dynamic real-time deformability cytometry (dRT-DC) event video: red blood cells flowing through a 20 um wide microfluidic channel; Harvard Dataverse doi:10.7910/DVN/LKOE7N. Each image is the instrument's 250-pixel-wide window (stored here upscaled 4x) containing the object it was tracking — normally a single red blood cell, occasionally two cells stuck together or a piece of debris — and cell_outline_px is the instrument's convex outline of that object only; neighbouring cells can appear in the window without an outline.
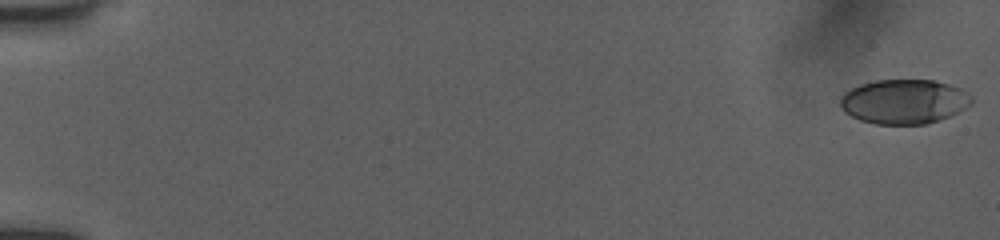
{"species": "human", "species_latin": "Homo sapiens", "temperature_condition": "room temperature", "stored_images_in_passage": 37, "camera_frame_rate_fps": 3000, "um_per_image_px": 0.085, "donor": {"sex": "female"}, "frame": {"image": 1, "passage_image": 1, "time_ms": 0.0, "image_size_px": [1000, 240], "cell_outline_px": [[972, 104], [940, 120], [924, 124], [876, 124], [860, 120], [844, 112], [840, 108], [840, 96], [844, 92], [860, 84], [876, 80], [936, 80], [960, 88], [968, 92], [972, 96]], "centroid_in_image_um": [76.83, 8.63], "position_along_channel_um": 8.2, "area_um2": 34.16}}
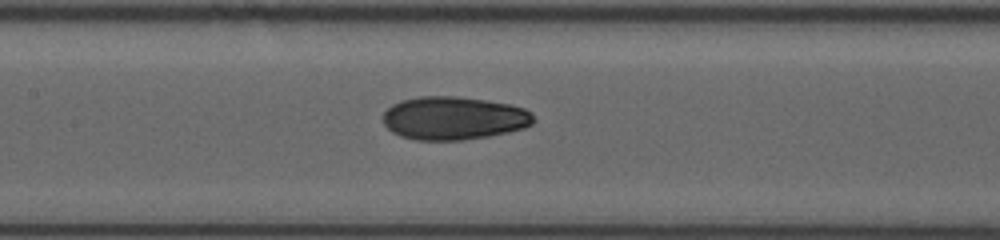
{"frame": {"image": 2, "passage_image": 20, "time_ms": 8.667, "image_size_px": [1000, 240], "cell_outline_px": [[536, 120], [532, 124], [524, 128], [508, 132], [488, 136], [464, 140], [416, 140], [400, 136], [392, 132], [384, 124], [384, 112], [392, 104], [400, 100], [420, 96], [460, 96], [508, 104], [524, 108], [532, 112]], "centroid_in_image_um": [38.58, 10.04], "position_along_channel_um": 168.8, "area_um2": 38.09}}
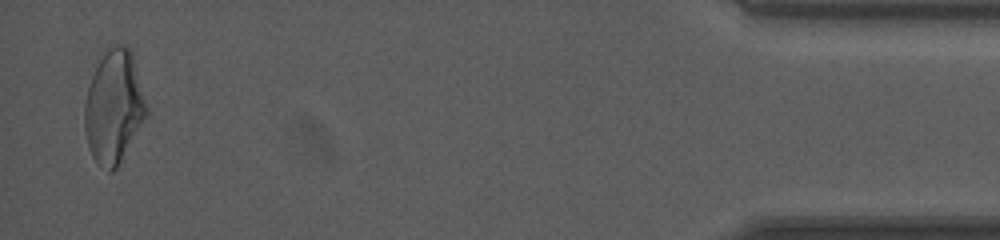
{"frame": {"image": 3, "passage_image": 37, "time_ms": 17.0, "image_size_px": [1000, 240], "cell_outline_px": [[148, 116], [116, 168], [112, 172], [108, 172], [96, 164], [88, 148], [84, 128], [84, 104], [88, 88], [92, 76], [100, 60], [108, 48], [116, 44], [124, 44], [132, 52], [148, 108]], "centroid_in_image_um": [9.68, 9.12], "position_along_channel_um": 425.5, "area_um2": 40.86}, "authors_computed_cell_mechanics": {"area_um2": 36.2406, "velocity_mm_per_s": 3.9869, "shape_relaxation_time_tau1_ms": 8.5338, "shape_relaxation_time_tau2_ms": 1.9146, "deformation_change_tau1": 0.2097, "deformation_change_tau2": 0.0707}}